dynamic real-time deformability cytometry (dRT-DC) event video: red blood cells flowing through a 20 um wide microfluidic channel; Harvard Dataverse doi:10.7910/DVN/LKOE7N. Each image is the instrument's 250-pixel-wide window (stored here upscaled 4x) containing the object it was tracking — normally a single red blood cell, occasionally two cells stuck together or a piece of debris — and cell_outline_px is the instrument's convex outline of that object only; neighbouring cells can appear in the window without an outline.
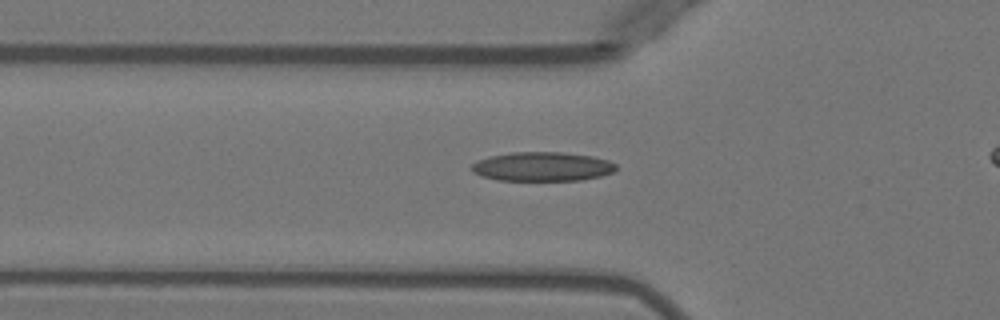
{"species": "Egyptian fruit bat (a non-hibernating species)", "species_latin": "Rousettus aegyptiacus", "temperature_condition": "warm", "stored_images_in_passage": 45, "camera_frame_rate_fps": 3000, "um_per_image_px": 0.085, "animal": {"sex": "female"}, "frame": {"image": 1, "passage_image": 18, "time_ms": 5.667, "image_size_px": [1000, 320], "cell_outline_px": [[616, 168], [612, 172], [600, 176], [580, 180], [500, 180], [484, 176], [472, 172], [468, 168], [476, 160], [492, 156], [512, 152], [560, 152], [592, 156], [608, 160], [616, 164]], "centroid_in_image_um": [46.07, 14.15], "position_along_channel_um": 79.7, "area_um2": 24.39}}
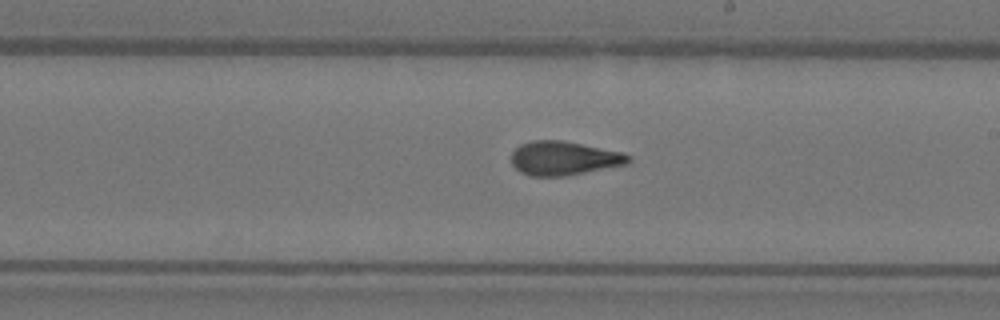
{"frame": {"image": 2, "passage_image": 30, "time_ms": 9.667, "image_size_px": [1000, 320], "cell_outline_px": [[632, 160], [628, 164], [564, 176], [528, 176], [520, 172], [512, 164], [512, 152], [520, 144], [532, 140], [560, 140], [624, 152], [632, 156]], "centroid_in_image_um": [47.95, 13.45], "position_along_channel_um": 241.1, "area_um2": 23.24}}
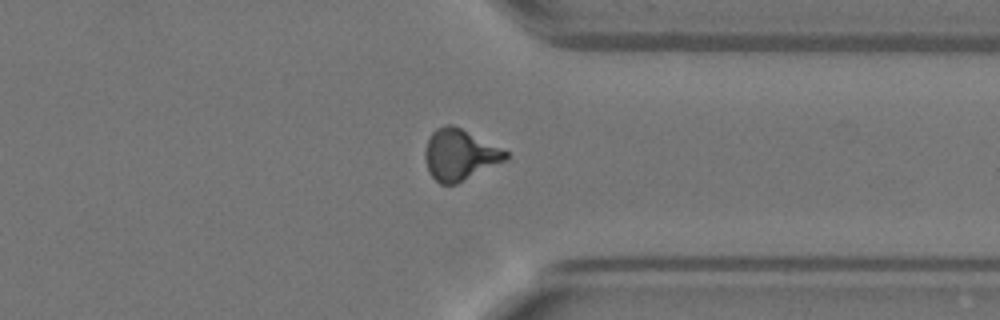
{"frame": {"image": 3, "passage_image": 40, "time_ms": 13.0, "image_size_px": [1000, 320], "cell_outline_px": [[508, 160], [456, 184], [440, 184], [428, 172], [424, 156], [424, 152], [428, 140], [432, 132], [436, 128], [444, 124], [452, 124], [508, 152]], "centroid_in_image_um": [39.06, 13.17], "position_along_channel_um": 372.3, "area_um2": 23.87}, "authors_computed_cell_mechanics": {"area_um2": 22.831, "velocity_mm_per_s": 3.9984, "shape_relaxation_time_tau1_ms": 8.8492, "shape_relaxation_time_tau2_ms": 1.6664, "deformation_change_tau1": 0.2631, "deformation_change_tau2": 0.0979}}